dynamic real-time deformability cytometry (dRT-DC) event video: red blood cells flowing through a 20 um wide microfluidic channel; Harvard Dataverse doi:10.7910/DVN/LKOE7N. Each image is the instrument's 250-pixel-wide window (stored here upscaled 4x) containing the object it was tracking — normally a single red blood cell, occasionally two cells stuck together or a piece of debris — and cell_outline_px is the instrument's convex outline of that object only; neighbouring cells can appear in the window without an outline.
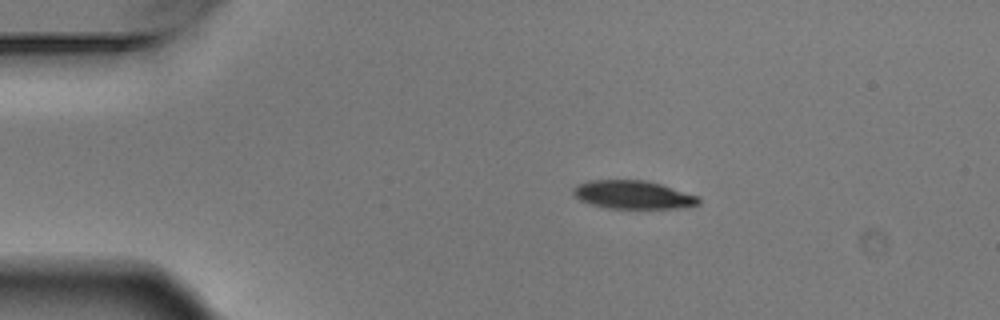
{"species": "Egyptian fruit bat (a non-hibernating species)", "species_latin": "Rousettus aegyptiacus", "temperature_condition": "warm", "stored_images_in_passage": 4, "camera_frame_rate_fps": 3000, "um_per_image_px": 0.085, "animal": {"sex": "male"}, "frame": {"image": 1, "passage_image": 2, "time_ms": 0.333, "image_size_px": [1000, 320], "cell_outline_px": [[700, 204], [684, 208], [608, 208], [592, 204], [580, 200], [572, 192], [572, 188], [588, 180], [644, 180], [660, 184], [700, 196]], "centroid_in_image_um": [53.84, 16.55], "position_along_channel_um": 31.2, "area_um2": 20.63}}
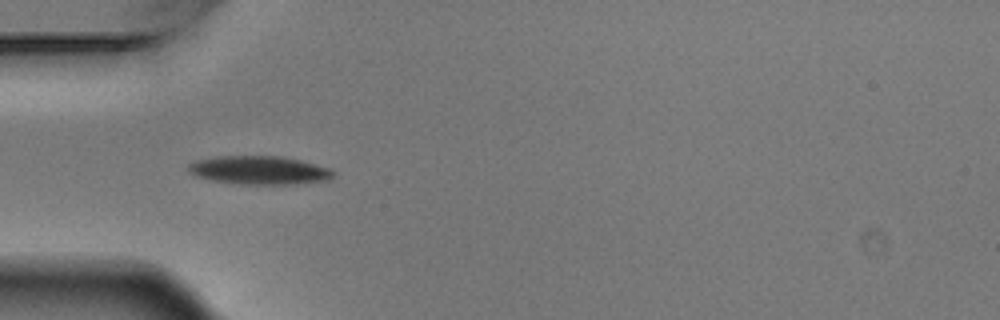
{"frame": {"image": 2, "passage_image": 4, "time_ms": 1.0, "image_size_px": [1000, 320], "cell_outline_px": [[336, 176], [328, 180], [292, 184], [240, 184], [212, 180], [196, 176], [188, 172], [188, 164], [196, 160], [216, 156], [280, 156], [300, 160], [332, 168], [336, 172]], "centroid_in_image_um": [22.07, 14.46], "position_along_channel_um": 62.9, "area_um2": 24.22}}